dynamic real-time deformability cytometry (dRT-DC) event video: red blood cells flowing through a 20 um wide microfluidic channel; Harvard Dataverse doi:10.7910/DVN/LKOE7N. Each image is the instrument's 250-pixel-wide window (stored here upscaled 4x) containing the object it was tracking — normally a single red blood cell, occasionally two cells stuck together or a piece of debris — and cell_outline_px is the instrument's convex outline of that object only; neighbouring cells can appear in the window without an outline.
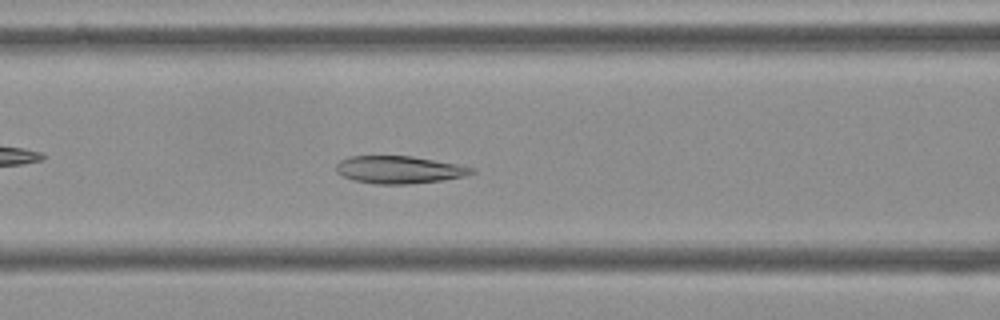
{"species": "Egyptian fruit bat (a non-hibernating species)", "species_latin": "Rousettus aegyptiacus", "temperature_condition": "cold", "stored_images_in_passage": 55, "camera_frame_rate_fps": 3000, "um_per_image_px": 0.085, "frame": {"image": 1, "passage_image": 22, "time_ms": 7.0, "image_size_px": [1000, 320], "cell_outline_px": [[476, 172], [464, 176], [440, 180], [408, 184], [372, 184], [352, 180], [336, 172], [336, 164], [340, 160], [348, 156], [412, 156], [456, 164], [476, 168]], "centroid_in_image_um": [33.9, 14.42], "position_along_channel_um": 132.7, "area_um2": 21.73}}
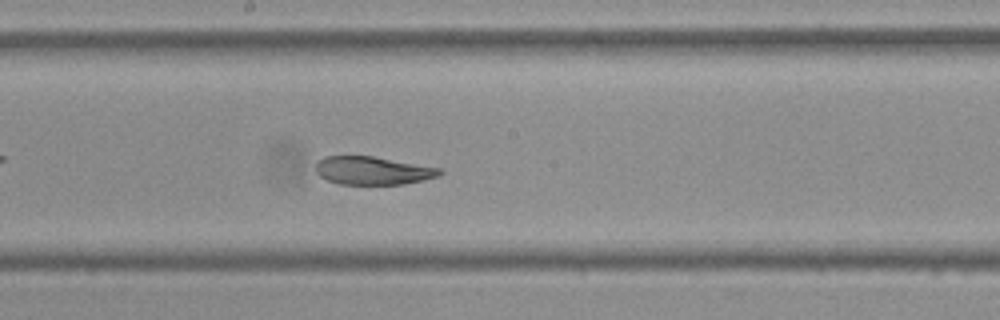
{"frame": {"image": 2, "passage_image": 29, "time_ms": 9.333, "image_size_px": [1000, 320], "cell_outline_px": [[444, 172], [440, 176], [400, 184], [340, 184], [328, 180], [320, 176], [316, 172], [316, 164], [324, 156], [372, 156], [440, 168]], "centroid_in_image_um": [31.68, 14.5], "position_along_channel_um": 216.5, "area_um2": 20.06}}
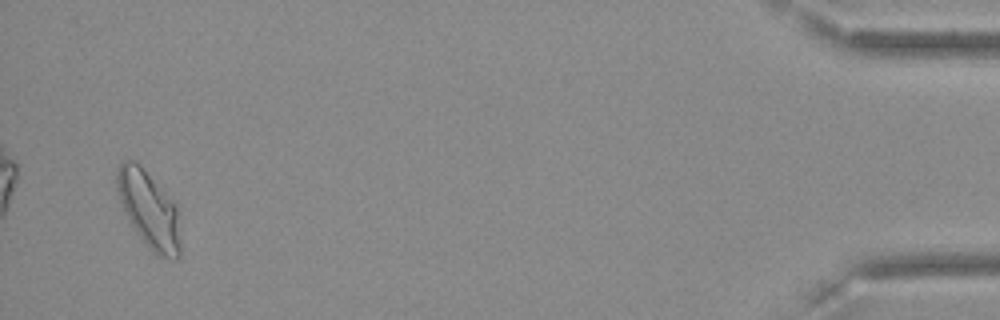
{"frame": {"image": 3, "passage_image": 53, "time_ms": 17.333, "image_size_px": [1000, 320], "cell_outline_px": [[180, 256], [176, 260], [156, 256], [152, 252], [136, 232], [128, 220], [120, 200], [116, 188], [116, 172], [120, 164], [124, 160], [136, 160], [140, 164], [176, 204], [180, 244]], "centroid_in_image_um": [12.65, 17.82], "position_along_channel_um": 422.6, "area_um2": 28.44}, "authors_computed_cell_mechanics": {"area_um2": 23.5246, "velocity_mm_per_s": 3.6051, "shape_relaxation_time_tau1_ms": null, "shape_relaxation_time_tau2_ms": 3.0284, "deformation_change_tau1": null, "deformation_change_tau2": 0.0652}}